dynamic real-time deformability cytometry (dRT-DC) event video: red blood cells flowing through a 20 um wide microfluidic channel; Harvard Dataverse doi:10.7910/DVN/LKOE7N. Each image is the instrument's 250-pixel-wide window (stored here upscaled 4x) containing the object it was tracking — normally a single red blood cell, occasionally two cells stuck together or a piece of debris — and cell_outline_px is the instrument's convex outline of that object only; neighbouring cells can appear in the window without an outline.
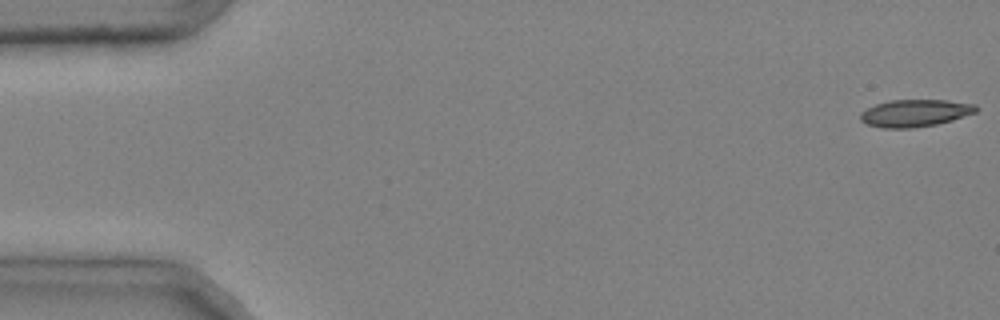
{"species": "common noctule bat (a hibernating species)", "species_latin": "Nyctalus noctula", "temperature_condition": "cold", "stored_images_in_passage": 2, "camera_frame_rate_fps": 3000, "um_per_image_px": 0.085, "animal": {"sex": "male", "body_mass_g": 20.4}, "frame": {"image": 1, "passage_image": 1, "time_ms": 0.0, "image_size_px": [1000, 320], "cell_outline_px": [[980, 108], [976, 112], [952, 120], [936, 124], [912, 128], [884, 128], [868, 124], [860, 120], [860, 112], [876, 104], [892, 100], [944, 100], [976, 104]], "centroid_in_image_um": [77.8, 9.61], "position_along_channel_um": 7.2, "area_um2": 18.26}}